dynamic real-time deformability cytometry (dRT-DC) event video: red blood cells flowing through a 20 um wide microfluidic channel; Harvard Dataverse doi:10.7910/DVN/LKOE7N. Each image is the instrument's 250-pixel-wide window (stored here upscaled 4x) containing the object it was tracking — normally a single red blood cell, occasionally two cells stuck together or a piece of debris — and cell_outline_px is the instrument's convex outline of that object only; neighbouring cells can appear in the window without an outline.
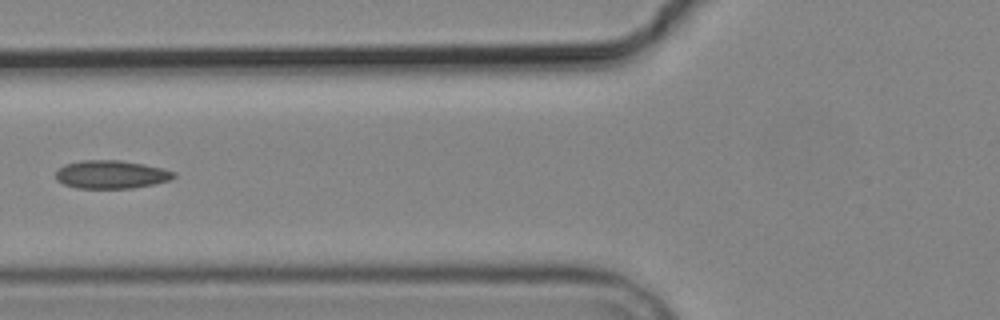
{"species": "common noctule bat (a hibernating species)", "species_latin": "Nyctalus noctula", "temperature_condition": "cold", "stored_images_in_passage": 5, "camera_frame_rate_fps": 3000, "um_per_image_px": 0.085, "animal": {"sex": "male", "body_mass_g": 19.2, "forearm_length_mm": 51.8}, "frame": {"image": 1, "passage_image": 5, "time_ms": 5.333, "image_size_px": [1000, 320], "cell_outline_px": [[176, 176], [172, 180], [132, 188], [76, 188], [64, 184], [56, 180], [56, 172], [64, 164], [80, 160], [120, 160], [144, 164], [176, 172]], "centroid_in_image_um": [9.45, 14.83], "position_along_channel_um": 116.4, "area_um2": 19.42}}